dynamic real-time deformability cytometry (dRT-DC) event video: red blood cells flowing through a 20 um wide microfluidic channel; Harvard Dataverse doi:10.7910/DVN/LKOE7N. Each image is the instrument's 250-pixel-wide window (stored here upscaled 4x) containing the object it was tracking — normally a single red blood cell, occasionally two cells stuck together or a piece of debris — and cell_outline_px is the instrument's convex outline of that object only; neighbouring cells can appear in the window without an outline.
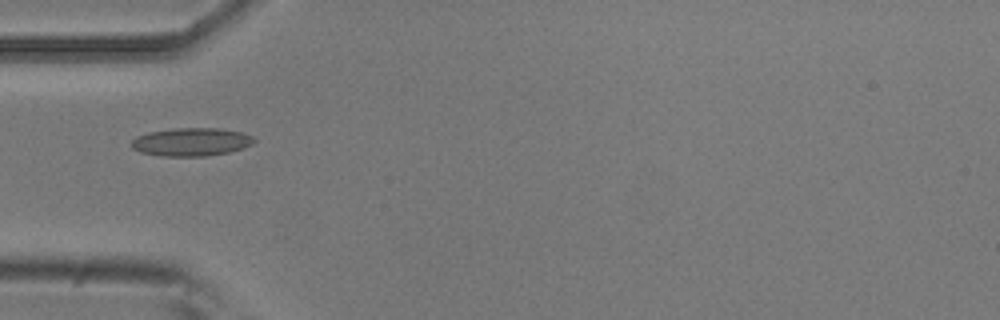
{"species": "common noctule bat (a hibernating species)", "species_latin": "Nyctalus noctula", "temperature_condition": "room temperature", "stored_images_in_passage": 4, "camera_frame_rate_fps": 3000, "um_per_image_px": 0.085, "animal": {"sex": "male", "body_mass_g": 20.5, "forearm_length_mm": 52.5}, "frame": {"image": 1, "passage_image": 1, "time_ms": 0.0, "image_size_px": [1000, 320], "cell_outline_px": [[256, 140], [252, 144], [228, 152], [204, 156], [160, 156], [140, 152], [132, 148], [132, 140], [136, 136], [148, 132], [176, 128], [220, 128], [240, 132], [252, 136]], "centroid_in_image_um": [16.22, 12.06], "position_along_channel_um": 68.8, "area_um2": 20.0}}
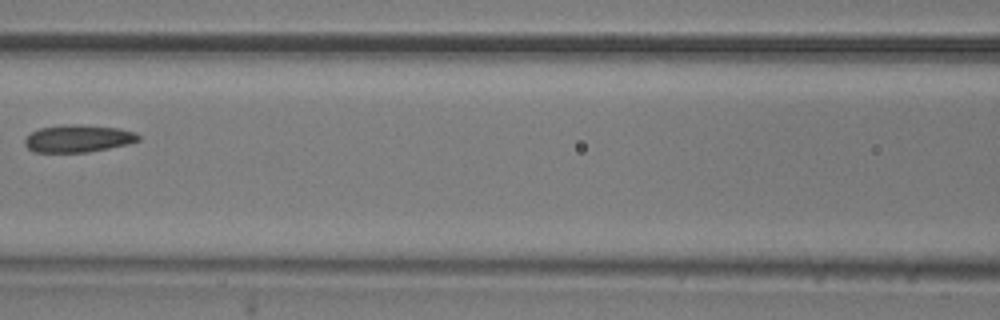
{"frame": {"image": 2, "passage_image": 3, "time_ms": 0.667, "image_size_px": [1000, 320], "cell_outline_px": [[140, 140], [128, 144], [88, 152], [32, 152], [24, 144], [24, 140], [32, 132], [40, 128], [64, 124], [80, 124], [120, 128], [136, 132], [140, 136]], "centroid_in_image_um": [6.65, 11.77], "position_along_channel_um": 159.9, "area_um2": 18.26}}
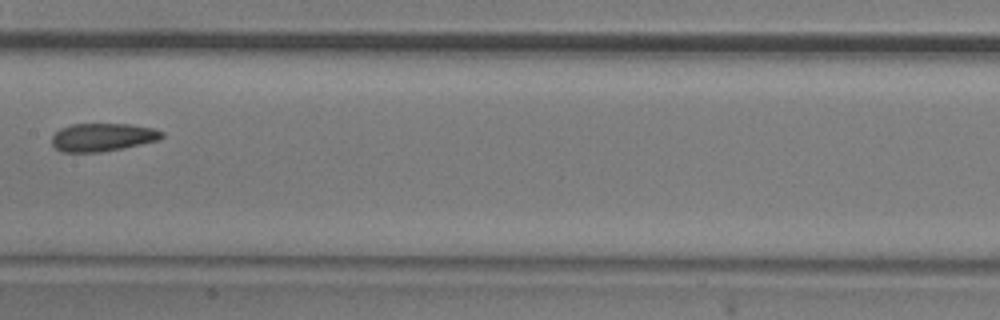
{"frame": {"image": 3, "passage_image": 4, "time_ms": 1.0, "image_size_px": [1000, 320], "cell_outline_px": [[164, 136], [160, 140], [100, 152], [60, 152], [52, 144], [52, 136], [60, 128], [72, 124], [128, 124], [152, 128], [164, 132]], "centroid_in_image_um": [8.71, 11.66], "position_along_channel_um": 198.7, "area_um2": 17.92}}